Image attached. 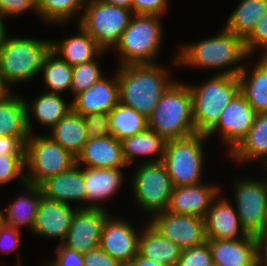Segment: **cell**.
Listing matches in <instances>:
<instances>
[{"label": "cell", "mask_w": 267, "mask_h": 266, "mask_svg": "<svg viewBox=\"0 0 267 266\" xmlns=\"http://www.w3.org/2000/svg\"><path fill=\"white\" fill-rule=\"evenodd\" d=\"M124 159L130 167L136 156H150L159 154L155 159H146L145 163L162 162L166 141L151 128L147 127L141 133L124 138L122 141Z\"/></svg>", "instance_id": "cell-29"}, {"label": "cell", "mask_w": 267, "mask_h": 266, "mask_svg": "<svg viewBox=\"0 0 267 266\" xmlns=\"http://www.w3.org/2000/svg\"><path fill=\"white\" fill-rule=\"evenodd\" d=\"M112 79L105 76L89 89L73 99L72 109L80 115L109 113L119 103V84L117 73Z\"/></svg>", "instance_id": "cell-20"}, {"label": "cell", "mask_w": 267, "mask_h": 266, "mask_svg": "<svg viewBox=\"0 0 267 266\" xmlns=\"http://www.w3.org/2000/svg\"><path fill=\"white\" fill-rule=\"evenodd\" d=\"M76 164L73 157L60 144L47 135H33L27 139V183L40 186L48 178L69 170Z\"/></svg>", "instance_id": "cell-9"}, {"label": "cell", "mask_w": 267, "mask_h": 266, "mask_svg": "<svg viewBox=\"0 0 267 266\" xmlns=\"http://www.w3.org/2000/svg\"><path fill=\"white\" fill-rule=\"evenodd\" d=\"M21 231L15 227L5 224L0 229V252L10 253L18 249L20 244Z\"/></svg>", "instance_id": "cell-45"}, {"label": "cell", "mask_w": 267, "mask_h": 266, "mask_svg": "<svg viewBox=\"0 0 267 266\" xmlns=\"http://www.w3.org/2000/svg\"><path fill=\"white\" fill-rule=\"evenodd\" d=\"M119 266H132L130 263L120 264Z\"/></svg>", "instance_id": "cell-55"}, {"label": "cell", "mask_w": 267, "mask_h": 266, "mask_svg": "<svg viewBox=\"0 0 267 266\" xmlns=\"http://www.w3.org/2000/svg\"><path fill=\"white\" fill-rule=\"evenodd\" d=\"M8 89H9L8 85L5 83V81L2 77V74L0 72V99H3L4 97H6L10 94Z\"/></svg>", "instance_id": "cell-51"}, {"label": "cell", "mask_w": 267, "mask_h": 266, "mask_svg": "<svg viewBox=\"0 0 267 266\" xmlns=\"http://www.w3.org/2000/svg\"><path fill=\"white\" fill-rule=\"evenodd\" d=\"M5 213L0 210V229L5 225Z\"/></svg>", "instance_id": "cell-53"}, {"label": "cell", "mask_w": 267, "mask_h": 266, "mask_svg": "<svg viewBox=\"0 0 267 266\" xmlns=\"http://www.w3.org/2000/svg\"><path fill=\"white\" fill-rule=\"evenodd\" d=\"M57 259L53 261L58 266H83V253L67 248L60 243L56 248Z\"/></svg>", "instance_id": "cell-46"}, {"label": "cell", "mask_w": 267, "mask_h": 266, "mask_svg": "<svg viewBox=\"0 0 267 266\" xmlns=\"http://www.w3.org/2000/svg\"><path fill=\"white\" fill-rule=\"evenodd\" d=\"M109 124L111 135L122 141L144 131L148 120L135 109L118 103L109 112Z\"/></svg>", "instance_id": "cell-34"}, {"label": "cell", "mask_w": 267, "mask_h": 266, "mask_svg": "<svg viewBox=\"0 0 267 266\" xmlns=\"http://www.w3.org/2000/svg\"><path fill=\"white\" fill-rule=\"evenodd\" d=\"M214 266H258L257 237L207 239Z\"/></svg>", "instance_id": "cell-19"}, {"label": "cell", "mask_w": 267, "mask_h": 266, "mask_svg": "<svg viewBox=\"0 0 267 266\" xmlns=\"http://www.w3.org/2000/svg\"><path fill=\"white\" fill-rule=\"evenodd\" d=\"M168 0H133L134 14H147L162 16L167 10Z\"/></svg>", "instance_id": "cell-44"}, {"label": "cell", "mask_w": 267, "mask_h": 266, "mask_svg": "<svg viewBox=\"0 0 267 266\" xmlns=\"http://www.w3.org/2000/svg\"><path fill=\"white\" fill-rule=\"evenodd\" d=\"M109 216L104 208L77 206L62 244L83 254L98 248L104 223Z\"/></svg>", "instance_id": "cell-13"}, {"label": "cell", "mask_w": 267, "mask_h": 266, "mask_svg": "<svg viewBox=\"0 0 267 266\" xmlns=\"http://www.w3.org/2000/svg\"><path fill=\"white\" fill-rule=\"evenodd\" d=\"M76 164L89 168H124L122 142L112 135L91 138L76 158Z\"/></svg>", "instance_id": "cell-21"}, {"label": "cell", "mask_w": 267, "mask_h": 266, "mask_svg": "<svg viewBox=\"0 0 267 266\" xmlns=\"http://www.w3.org/2000/svg\"><path fill=\"white\" fill-rule=\"evenodd\" d=\"M83 120L89 139L102 138L111 135L109 113H94L84 115Z\"/></svg>", "instance_id": "cell-41"}, {"label": "cell", "mask_w": 267, "mask_h": 266, "mask_svg": "<svg viewBox=\"0 0 267 266\" xmlns=\"http://www.w3.org/2000/svg\"><path fill=\"white\" fill-rule=\"evenodd\" d=\"M132 266H166L164 264H161L159 262H155L150 259H146L139 254H137L132 261L130 262Z\"/></svg>", "instance_id": "cell-49"}, {"label": "cell", "mask_w": 267, "mask_h": 266, "mask_svg": "<svg viewBox=\"0 0 267 266\" xmlns=\"http://www.w3.org/2000/svg\"><path fill=\"white\" fill-rule=\"evenodd\" d=\"M87 0H37V13L43 21L67 23L77 11L84 9Z\"/></svg>", "instance_id": "cell-36"}, {"label": "cell", "mask_w": 267, "mask_h": 266, "mask_svg": "<svg viewBox=\"0 0 267 266\" xmlns=\"http://www.w3.org/2000/svg\"><path fill=\"white\" fill-rule=\"evenodd\" d=\"M258 266H267V234L257 237Z\"/></svg>", "instance_id": "cell-48"}, {"label": "cell", "mask_w": 267, "mask_h": 266, "mask_svg": "<svg viewBox=\"0 0 267 266\" xmlns=\"http://www.w3.org/2000/svg\"><path fill=\"white\" fill-rule=\"evenodd\" d=\"M234 161H253L263 159L267 165V112L256 114L253 125L246 137L230 153Z\"/></svg>", "instance_id": "cell-28"}, {"label": "cell", "mask_w": 267, "mask_h": 266, "mask_svg": "<svg viewBox=\"0 0 267 266\" xmlns=\"http://www.w3.org/2000/svg\"><path fill=\"white\" fill-rule=\"evenodd\" d=\"M192 93L196 133L207 134L219 121L222 111L240 92L239 77L215 74L198 86L189 85Z\"/></svg>", "instance_id": "cell-5"}, {"label": "cell", "mask_w": 267, "mask_h": 266, "mask_svg": "<svg viewBox=\"0 0 267 266\" xmlns=\"http://www.w3.org/2000/svg\"><path fill=\"white\" fill-rule=\"evenodd\" d=\"M72 71L73 67L52 50L46 55L41 68L46 87L50 93L58 94L71 89Z\"/></svg>", "instance_id": "cell-35"}, {"label": "cell", "mask_w": 267, "mask_h": 266, "mask_svg": "<svg viewBox=\"0 0 267 266\" xmlns=\"http://www.w3.org/2000/svg\"><path fill=\"white\" fill-rule=\"evenodd\" d=\"M6 27L2 18H0V46L2 45L4 36L6 35Z\"/></svg>", "instance_id": "cell-52"}, {"label": "cell", "mask_w": 267, "mask_h": 266, "mask_svg": "<svg viewBox=\"0 0 267 266\" xmlns=\"http://www.w3.org/2000/svg\"><path fill=\"white\" fill-rule=\"evenodd\" d=\"M40 188L43 196L49 200L70 204V201H82L86 204V189L83 174V167L78 164L69 170L44 181Z\"/></svg>", "instance_id": "cell-22"}, {"label": "cell", "mask_w": 267, "mask_h": 266, "mask_svg": "<svg viewBox=\"0 0 267 266\" xmlns=\"http://www.w3.org/2000/svg\"><path fill=\"white\" fill-rule=\"evenodd\" d=\"M267 13V0H241L226 21L225 28L245 39Z\"/></svg>", "instance_id": "cell-33"}, {"label": "cell", "mask_w": 267, "mask_h": 266, "mask_svg": "<svg viewBox=\"0 0 267 266\" xmlns=\"http://www.w3.org/2000/svg\"><path fill=\"white\" fill-rule=\"evenodd\" d=\"M118 68L119 103L135 109L149 120L160 97L174 82L169 78L168 70L157 63Z\"/></svg>", "instance_id": "cell-2"}, {"label": "cell", "mask_w": 267, "mask_h": 266, "mask_svg": "<svg viewBox=\"0 0 267 266\" xmlns=\"http://www.w3.org/2000/svg\"><path fill=\"white\" fill-rule=\"evenodd\" d=\"M176 266H213L208 242L206 241L202 245L181 250Z\"/></svg>", "instance_id": "cell-39"}, {"label": "cell", "mask_w": 267, "mask_h": 266, "mask_svg": "<svg viewBox=\"0 0 267 266\" xmlns=\"http://www.w3.org/2000/svg\"><path fill=\"white\" fill-rule=\"evenodd\" d=\"M244 69L238 75L240 93L254 109L256 114L267 112V56H262L252 68L250 75Z\"/></svg>", "instance_id": "cell-26"}, {"label": "cell", "mask_w": 267, "mask_h": 266, "mask_svg": "<svg viewBox=\"0 0 267 266\" xmlns=\"http://www.w3.org/2000/svg\"><path fill=\"white\" fill-rule=\"evenodd\" d=\"M29 136H0V155L26 156Z\"/></svg>", "instance_id": "cell-43"}, {"label": "cell", "mask_w": 267, "mask_h": 266, "mask_svg": "<svg viewBox=\"0 0 267 266\" xmlns=\"http://www.w3.org/2000/svg\"><path fill=\"white\" fill-rule=\"evenodd\" d=\"M219 192H221L220 187L214 184L200 183L174 187L167 211L205 219L212 201Z\"/></svg>", "instance_id": "cell-16"}, {"label": "cell", "mask_w": 267, "mask_h": 266, "mask_svg": "<svg viewBox=\"0 0 267 266\" xmlns=\"http://www.w3.org/2000/svg\"><path fill=\"white\" fill-rule=\"evenodd\" d=\"M133 178L132 191L139 207L152 215L167 210L174 186L163 162H143Z\"/></svg>", "instance_id": "cell-10"}, {"label": "cell", "mask_w": 267, "mask_h": 266, "mask_svg": "<svg viewBox=\"0 0 267 266\" xmlns=\"http://www.w3.org/2000/svg\"><path fill=\"white\" fill-rule=\"evenodd\" d=\"M206 139V134L195 133L186 138L166 141L162 162L174 187L201 183L204 167L202 148Z\"/></svg>", "instance_id": "cell-7"}, {"label": "cell", "mask_w": 267, "mask_h": 266, "mask_svg": "<svg viewBox=\"0 0 267 266\" xmlns=\"http://www.w3.org/2000/svg\"><path fill=\"white\" fill-rule=\"evenodd\" d=\"M48 266H58V265L52 260Z\"/></svg>", "instance_id": "cell-54"}, {"label": "cell", "mask_w": 267, "mask_h": 266, "mask_svg": "<svg viewBox=\"0 0 267 266\" xmlns=\"http://www.w3.org/2000/svg\"><path fill=\"white\" fill-rule=\"evenodd\" d=\"M26 100L11 93L0 99V136H30Z\"/></svg>", "instance_id": "cell-32"}, {"label": "cell", "mask_w": 267, "mask_h": 266, "mask_svg": "<svg viewBox=\"0 0 267 266\" xmlns=\"http://www.w3.org/2000/svg\"><path fill=\"white\" fill-rule=\"evenodd\" d=\"M70 205L49 200L43 196L38 206L32 232L47 239H61L63 243L76 211Z\"/></svg>", "instance_id": "cell-17"}, {"label": "cell", "mask_w": 267, "mask_h": 266, "mask_svg": "<svg viewBox=\"0 0 267 266\" xmlns=\"http://www.w3.org/2000/svg\"><path fill=\"white\" fill-rule=\"evenodd\" d=\"M162 16L134 14L123 31L118 45L119 66L132 64H154L161 47L163 28Z\"/></svg>", "instance_id": "cell-6"}, {"label": "cell", "mask_w": 267, "mask_h": 266, "mask_svg": "<svg viewBox=\"0 0 267 266\" xmlns=\"http://www.w3.org/2000/svg\"><path fill=\"white\" fill-rule=\"evenodd\" d=\"M180 49L181 51L173 59L174 65L223 69L216 73L223 75L238 76L245 66L241 64L242 60L245 61L250 57L246 51L244 39L225 27L215 37L191 45L186 44Z\"/></svg>", "instance_id": "cell-1"}, {"label": "cell", "mask_w": 267, "mask_h": 266, "mask_svg": "<svg viewBox=\"0 0 267 266\" xmlns=\"http://www.w3.org/2000/svg\"><path fill=\"white\" fill-rule=\"evenodd\" d=\"M102 2L112 4V5H117L125 8H129L132 10V2L133 0H100Z\"/></svg>", "instance_id": "cell-50"}, {"label": "cell", "mask_w": 267, "mask_h": 266, "mask_svg": "<svg viewBox=\"0 0 267 266\" xmlns=\"http://www.w3.org/2000/svg\"><path fill=\"white\" fill-rule=\"evenodd\" d=\"M33 103L28 104L26 101L27 110V124L31 133L32 126L30 115L34 116L36 120L42 125L48 126L50 129L54 127L57 122L65 117L70 110H72V103H65L61 94L45 92L41 94ZM69 104V105H68Z\"/></svg>", "instance_id": "cell-30"}, {"label": "cell", "mask_w": 267, "mask_h": 266, "mask_svg": "<svg viewBox=\"0 0 267 266\" xmlns=\"http://www.w3.org/2000/svg\"><path fill=\"white\" fill-rule=\"evenodd\" d=\"M97 61L98 60L94 59L73 66L70 92H72L74 96L86 91L104 77L103 71H101Z\"/></svg>", "instance_id": "cell-37"}, {"label": "cell", "mask_w": 267, "mask_h": 266, "mask_svg": "<svg viewBox=\"0 0 267 266\" xmlns=\"http://www.w3.org/2000/svg\"><path fill=\"white\" fill-rule=\"evenodd\" d=\"M50 50V40L9 37L6 33L0 46V72L5 83L9 86L34 79Z\"/></svg>", "instance_id": "cell-4"}, {"label": "cell", "mask_w": 267, "mask_h": 266, "mask_svg": "<svg viewBox=\"0 0 267 266\" xmlns=\"http://www.w3.org/2000/svg\"><path fill=\"white\" fill-rule=\"evenodd\" d=\"M219 195L220 193L212 201L205 218L207 239L237 240L245 238L247 234L242 228L234 205Z\"/></svg>", "instance_id": "cell-18"}, {"label": "cell", "mask_w": 267, "mask_h": 266, "mask_svg": "<svg viewBox=\"0 0 267 266\" xmlns=\"http://www.w3.org/2000/svg\"><path fill=\"white\" fill-rule=\"evenodd\" d=\"M52 140L60 144L73 157L82 151L89 140L83 116L73 109L50 129Z\"/></svg>", "instance_id": "cell-27"}, {"label": "cell", "mask_w": 267, "mask_h": 266, "mask_svg": "<svg viewBox=\"0 0 267 266\" xmlns=\"http://www.w3.org/2000/svg\"><path fill=\"white\" fill-rule=\"evenodd\" d=\"M79 33L65 38L62 41L51 40V50L60 55L70 66H76L96 59L105 53L97 44L95 39L88 34L80 25Z\"/></svg>", "instance_id": "cell-24"}, {"label": "cell", "mask_w": 267, "mask_h": 266, "mask_svg": "<svg viewBox=\"0 0 267 266\" xmlns=\"http://www.w3.org/2000/svg\"><path fill=\"white\" fill-rule=\"evenodd\" d=\"M25 193L20 194L13 201L8 204L7 215H5V223L20 230L23 225H29L31 231L35 223L38 206L43 197L40 186L29 183L24 184Z\"/></svg>", "instance_id": "cell-31"}, {"label": "cell", "mask_w": 267, "mask_h": 266, "mask_svg": "<svg viewBox=\"0 0 267 266\" xmlns=\"http://www.w3.org/2000/svg\"><path fill=\"white\" fill-rule=\"evenodd\" d=\"M37 12V0H0V18L20 16L27 11Z\"/></svg>", "instance_id": "cell-42"}, {"label": "cell", "mask_w": 267, "mask_h": 266, "mask_svg": "<svg viewBox=\"0 0 267 266\" xmlns=\"http://www.w3.org/2000/svg\"><path fill=\"white\" fill-rule=\"evenodd\" d=\"M120 263L100 247L83 254V266H119Z\"/></svg>", "instance_id": "cell-47"}, {"label": "cell", "mask_w": 267, "mask_h": 266, "mask_svg": "<svg viewBox=\"0 0 267 266\" xmlns=\"http://www.w3.org/2000/svg\"><path fill=\"white\" fill-rule=\"evenodd\" d=\"M26 156L0 155V185L7 184L14 178H20L23 185L27 183Z\"/></svg>", "instance_id": "cell-38"}, {"label": "cell", "mask_w": 267, "mask_h": 266, "mask_svg": "<svg viewBox=\"0 0 267 266\" xmlns=\"http://www.w3.org/2000/svg\"><path fill=\"white\" fill-rule=\"evenodd\" d=\"M84 7L78 24L104 52L109 47H116L134 15L133 11L100 0H87Z\"/></svg>", "instance_id": "cell-8"}, {"label": "cell", "mask_w": 267, "mask_h": 266, "mask_svg": "<svg viewBox=\"0 0 267 266\" xmlns=\"http://www.w3.org/2000/svg\"><path fill=\"white\" fill-rule=\"evenodd\" d=\"M246 51L249 56L257 48L264 49L262 56H267V13L256 24L252 32L244 39ZM262 47V48H261Z\"/></svg>", "instance_id": "cell-40"}, {"label": "cell", "mask_w": 267, "mask_h": 266, "mask_svg": "<svg viewBox=\"0 0 267 266\" xmlns=\"http://www.w3.org/2000/svg\"><path fill=\"white\" fill-rule=\"evenodd\" d=\"M132 226L111 215L103 226L99 247L120 264L130 263L138 254L140 232L138 234Z\"/></svg>", "instance_id": "cell-15"}, {"label": "cell", "mask_w": 267, "mask_h": 266, "mask_svg": "<svg viewBox=\"0 0 267 266\" xmlns=\"http://www.w3.org/2000/svg\"><path fill=\"white\" fill-rule=\"evenodd\" d=\"M148 127L165 141L194 135L192 93L189 84L174 81L160 97Z\"/></svg>", "instance_id": "cell-3"}, {"label": "cell", "mask_w": 267, "mask_h": 266, "mask_svg": "<svg viewBox=\"0 0 267 266\" xmlns=\"http://www.w3.org/2000/svg\"><path fill=\"white\" fill-rule=\"evenodd\" d=\"M150 221V222H149ZM148 223L181 250L202 245L207 241L205 219L163 211L154 214Z\"/></svg>", "instance_id": "cell-12"}, {"label": "cell", "mask_w": 267, "mask_h": 266, "mask_svg": "<svg viewBox=\"0 0 267 266\" xmlns=\"http://www.w3.org/2000/svg\"><path fill=\"white\" fill-rule=\"evenodd\" d=\"M122 173L121 168H84L83 166L86 202L90 203L82 205L81 208H104L94 202L109 200L117 193L123 183Z\"/></svg>", "instance_id": "cell-23"}, {"label": "cell", "mask_w": 267, "mask_h": 266, "mask_svg": "<svg viewBox=\"0 0 267 266\" xmlns=\"http://www.w3.org/2000/svg\"><path fill=\"white\" fill-rule=\"evenodd\" d=\"M145 225L139 235L138 254L166 266H176L181 254L180 247L163 237L149 223Z\"/></svg>", "instance_id": "cell-25"}, {"label": "cell", "mask_w": 267, "mask_h": 266, "mask_svg": "<svg viewBox=\"0 0 267 266\" xmlns=\"http://www.w3.org/2000/svg\"><path fill=\"white\" fill-rule=\"evenodd\" d=\"M255 116L254 109L239 92L222 111L219 121L206 134V137L209 139L219 130L222 142L226 143L230 154L246 137L253 125Z\"/></svg>", "instance_id": "cell-14"}, {"label": "cell", "mask_w": 267, "mask_h": 266, "mask_svg": "<svg viewBox=\"0 0 267 266\" xmlns=\"http://www.w3.org/2000/svg\"><path fill=\"white\" fill-rule=\"evenodd\" d=\"M236 211L247 235L259 237L267 229V179H239L234 183Z\"/></svg>", "instance_id": "cell-11"}]
</instances>
